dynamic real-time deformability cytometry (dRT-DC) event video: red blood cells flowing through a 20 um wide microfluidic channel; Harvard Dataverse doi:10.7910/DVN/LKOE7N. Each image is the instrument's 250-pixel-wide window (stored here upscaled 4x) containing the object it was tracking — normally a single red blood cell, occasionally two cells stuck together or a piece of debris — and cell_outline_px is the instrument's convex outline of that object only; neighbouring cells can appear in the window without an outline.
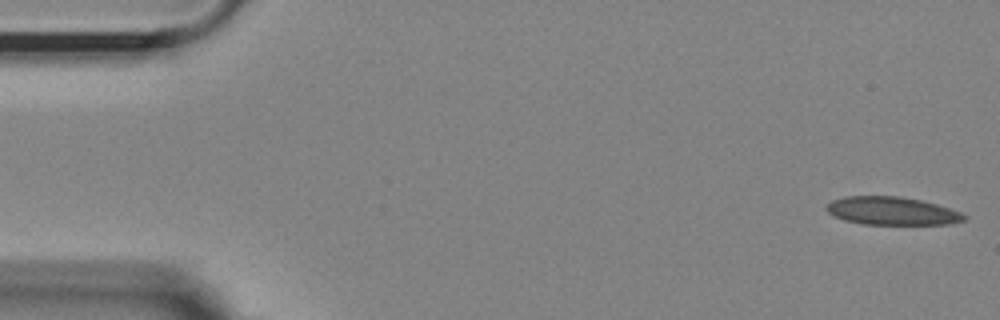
{"species": "Egyptian fruit bat (a non-hibernating species)", "species_latin": "Rousettus aegyptiacus", "temperature_condition": "room temperature", "stored_images_in_passage": 54, "camera_frame_rate_fps": 3000, "um_per_image_px": 0.085, "animal": {"sex": "female"}, "frame": {"image": 1, "passage_image": 1, "time_ms": 0.0, "image_size_px": [1000, 320], "cell_outline_px": [[968, 216], [964, 220], [948, 224], [864, 224], [844, 220], [828, 212], [824, 208], [832, 200], [844, 196], [900, 196], [920, 200], [936, 204], [960, 212]], "centroid_in_image_um": [75.8, 17.92], "position_along_channel_um": 9.2, "area_um2": 22.37}}
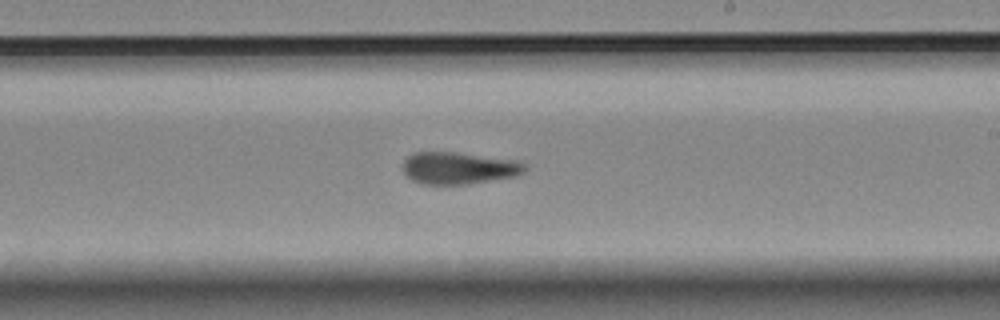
{"frame": {"image": 2, "passage_image": 31, "time_ms": 10.0, "image_size_px": [1000, 320], "cell_outline_px": [[528, 168], [524, 172], [516, 176], [468, 184], [420, 184], [404, 176], [404, 160], [408, 156], [416, 152], [456, 152], [516, 160], [524, 164]], "centroid_in_image_um": [38.99, 14.29], "position_along_channel_um": 250.0, "area_um2": 22.83}}
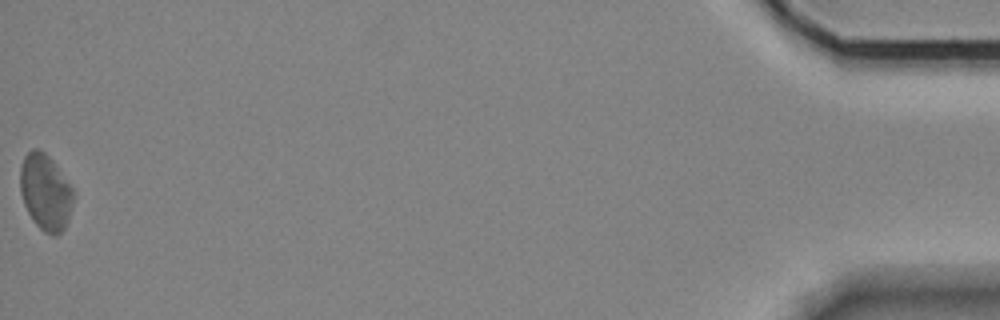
{"frame": {"image": 3, "passage_image": 54, "time_ms": 17.667, "image_size_px": [1000, 320], "cell_outline_px": [[76, 192], [68, 220], [64, 228], [56, 236], [52, 236], [44, 232], [32, 220], [24, 204], [20, 192], [20, 168], [24, 156], [32, 148], [36, 148], [44, 152], [52, 160]], "centroid_in_image_um": [3.87, 16.34], "position_along_channel_um": 431.3, "area_um2": 23.76}, "authors_computed_cell_mechanics": {"area_um2": 23.0911, "velocity_mm_per_s": 3.6283, "shape_relaxation_time_tau1_ms": null, "shape_relaxation_time_tau2_ms": 3.966, "deformation_change_tau1": null, "deformation_change_tau2": 0.0893}}